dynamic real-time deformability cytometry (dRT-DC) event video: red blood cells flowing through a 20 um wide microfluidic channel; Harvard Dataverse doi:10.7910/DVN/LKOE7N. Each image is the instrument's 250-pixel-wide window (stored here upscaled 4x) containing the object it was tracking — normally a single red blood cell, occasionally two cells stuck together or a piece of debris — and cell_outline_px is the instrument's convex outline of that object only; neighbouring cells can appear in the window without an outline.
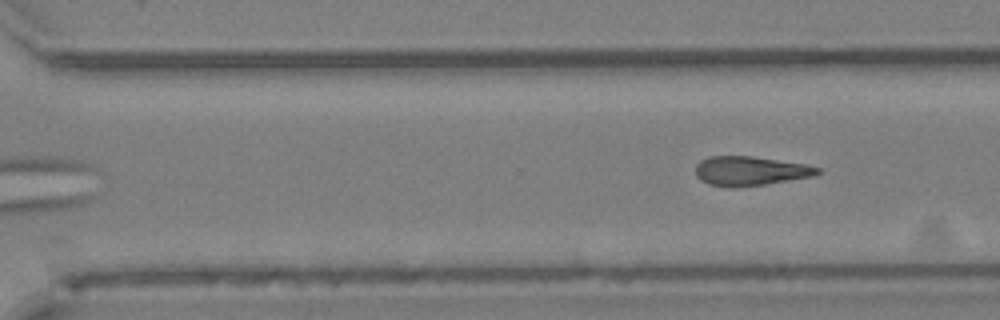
{"species": "Egyptian fruit bat (a non-hibernating species)", "species_latin": "Rousettus aegyptiacus", "temperature_condition": "cold", "stored_images_in_passage": 12, "camera_frame_rate_fps": 3000, "um_per_image_px": 0.085, "animal": {"sex": "female"}, "frame": {"image": 1, "passage_image": 12, "time_ms": 14.0, "image_size_px": [1000, 320], "cell_outline_px": [[820, 172], [812, 176], [764, 184], [708, 184], [700, 180], [696, 176], [696, 164], [700, 160], [708, 156], [752, 156], [804, 164], [820, 168]], "centroid_in_image_um": [63.75, 14.48], "position_along_channel_um": 306.8, "area_um2": 19.88}}